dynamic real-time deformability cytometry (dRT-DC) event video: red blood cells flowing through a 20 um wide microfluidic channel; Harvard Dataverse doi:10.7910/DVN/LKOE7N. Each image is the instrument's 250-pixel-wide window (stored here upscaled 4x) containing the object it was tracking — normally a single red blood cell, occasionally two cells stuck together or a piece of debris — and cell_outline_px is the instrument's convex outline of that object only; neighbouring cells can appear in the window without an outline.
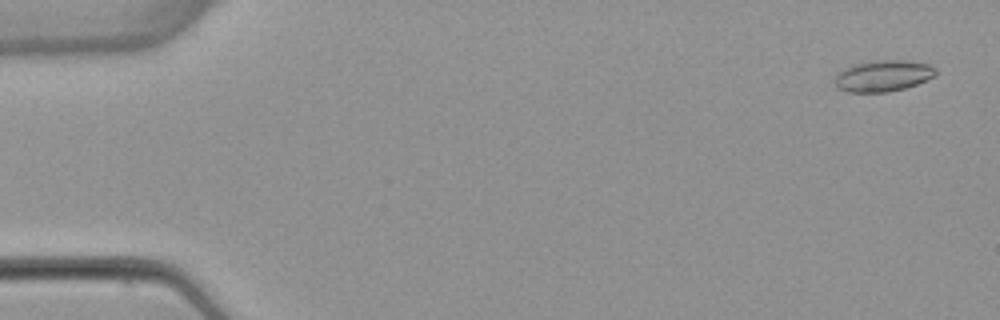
{"species": "common noctule bat (a hibernating species)", "species_latin": "Nyctalus noctula", "temperature_condition": "warm", "stored_images_in_passage": 14, "camera_frame_rate_fps": 3000, "um_per_image_px": 0.085, "animal": {"sex": "female", "body_mass_g": 22.7, "forearm_length_mm": 54.2}, "frame": {"image": 1, "passage_image": 3, "time_ms": 0.667, "image_size_px": [1000, 320], "cell_outline_px": [[936, 76], [916, 84], [904, 88], [888, 92], [848, 92], [836, 88], [832, 80], [844, 68], [856, 64], [880, 60], [908, 60], [928, 64], [936, 68]], "centroid_in_image_um": [75.05, 6.45], "position_along_channel_um": 9.9, "area_um2": 18.44}}